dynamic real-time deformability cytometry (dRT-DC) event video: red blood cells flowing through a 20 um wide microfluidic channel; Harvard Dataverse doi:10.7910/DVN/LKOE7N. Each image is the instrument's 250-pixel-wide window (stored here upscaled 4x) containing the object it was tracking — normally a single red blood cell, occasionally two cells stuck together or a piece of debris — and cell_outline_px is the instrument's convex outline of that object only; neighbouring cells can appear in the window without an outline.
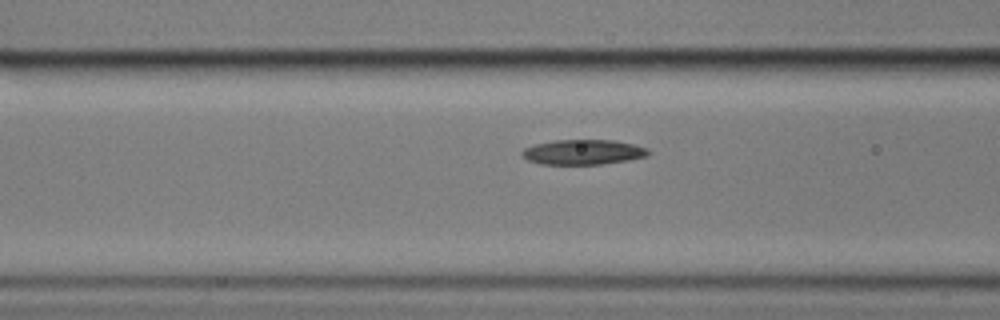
{"species": "common noctule bat (a hibernating species)", "species_latin": "Nyctalus noctula", "temperature_condition": "cold", "stored_images_in_passage": 8, "segment_of_instrument_passage": [2, 2], "camera_frame_rate_fps": 3000, "um_per_image_px": 0.085, "animal": {"sex": "male", "body_mass_g": 17.9}, "frame": {"image": 1, "passage_image": 8, "time_ms": 8.0, "image_size_px": [1000, 320], "cell_outline_px": [[652, 152], [648, 156], [628, 160], [600, 164], [540, 164], [528, 160], [520, 152], [524, 148], [536, 144], [556, 140], [612, 140], [632, 144], [648, 148]], "centroid_in_image_um": [49.59, 12.93], "position_along_channel_um": 117.0, "area_um2": 18.32}}